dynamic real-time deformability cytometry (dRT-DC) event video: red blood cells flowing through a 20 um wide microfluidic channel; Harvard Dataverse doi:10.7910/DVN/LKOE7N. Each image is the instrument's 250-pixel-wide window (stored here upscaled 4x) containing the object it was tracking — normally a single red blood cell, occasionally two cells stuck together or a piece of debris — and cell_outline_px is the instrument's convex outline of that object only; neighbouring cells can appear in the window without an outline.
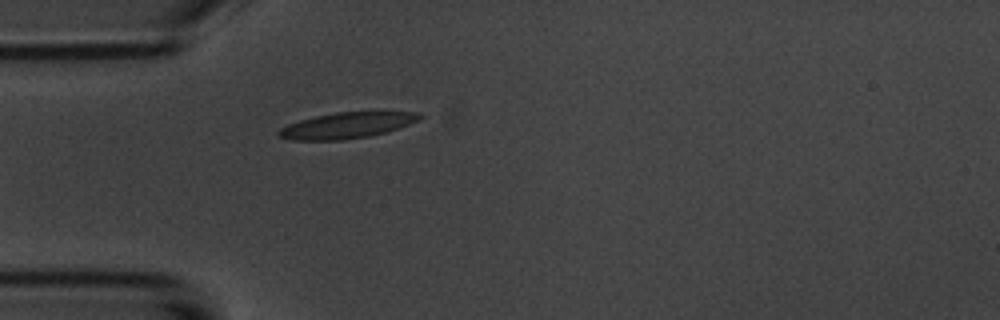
{"species": "common noctule bat (a hibernating species)", "species_latin": "Nyctalus noctula", "temperature_condition": "room temperature", "stored_images_in_passage": 1, "camera_frame_rate_fps": 3000, "um_per_image_px": 0.085, "animal": {"sex": "male", "body_mass_g": 20.1, "forearm_length_mm": 53.5}, "frame": {"image": 1, "passage_image": 1, "time_ms": 0.0, "image_size_px": [1000, 320], "cell_outline_px": [[424, 116], [408, 124], [384, 132], [368, 136], [344, 140], [292, 140], [276, 136], [276, 132], [280, 128], [288, 124], [300, 120], [316, 116], [336, 112], [416, 112]], "centroid_in_image_um": [29.39, 10.66], "position_along_channel_um": 55.6, "area_um2": 20.98}}